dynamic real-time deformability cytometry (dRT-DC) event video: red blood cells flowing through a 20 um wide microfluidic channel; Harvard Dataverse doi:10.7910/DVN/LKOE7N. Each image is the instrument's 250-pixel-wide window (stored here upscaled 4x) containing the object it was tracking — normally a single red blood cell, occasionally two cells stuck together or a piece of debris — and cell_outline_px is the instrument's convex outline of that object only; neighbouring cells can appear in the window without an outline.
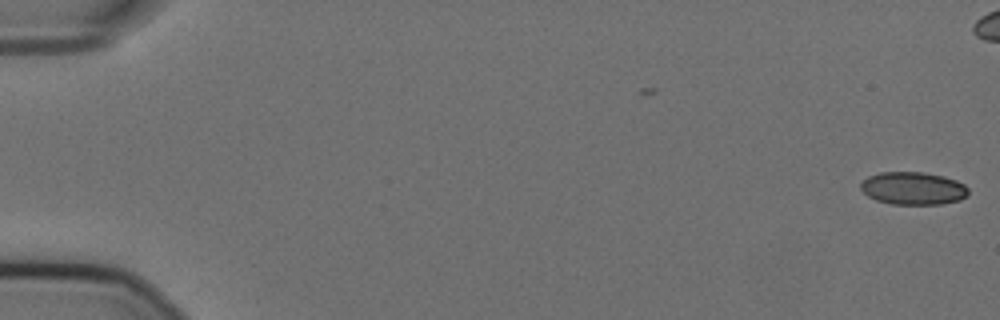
{"species": "Egyptian fruit bat (a non-hibernating species)", "species_latin": "Rousettus aegyptiacus", "temperature_condition": "cold", "stored_images_in_passage": 3, "camera_frame_rate_fps": 3000, "um_per_image_px": 0.085, "animal": {"sex": "female"}, "frame": {"image": 1, "passage_image": 3, "time_ms": 0.667, "image_size_px": [1000, 320], "cell_outline_px": [[968, 196], [960, 200], [940, 204], [892, 204], [876, 200], [868, 196], [860, 188], [860, 184], [868, 176], [880, 172], [924, 172], [944, 176], [956, 180], [964, 184], [968, 188]], "centroid_in_image_um": [77.63, 16.0], "position_along_channel_um": 7.4, "area_um2": 20.63}}